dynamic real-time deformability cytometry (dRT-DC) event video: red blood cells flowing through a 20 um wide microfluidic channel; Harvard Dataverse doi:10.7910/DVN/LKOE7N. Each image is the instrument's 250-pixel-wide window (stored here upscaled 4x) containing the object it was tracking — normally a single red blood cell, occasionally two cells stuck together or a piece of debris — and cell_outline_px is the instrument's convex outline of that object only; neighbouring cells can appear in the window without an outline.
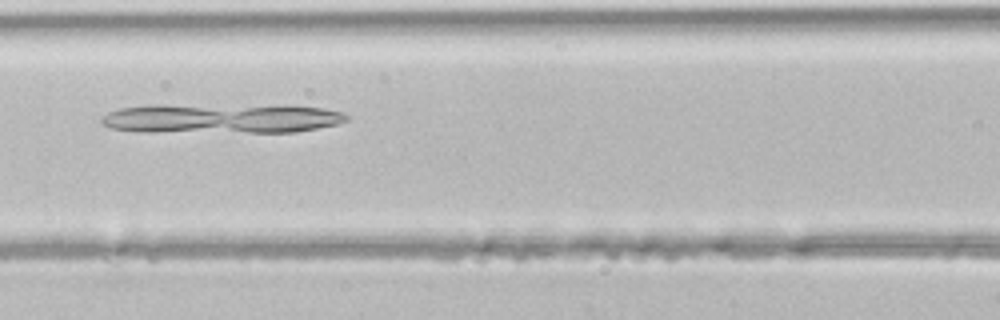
{"species": "common noctule bat (a hibernating species)", "species_latin": "Nyctalus noctula", "temperature_condition": "room temperature", "stored_images_in_passage": 42, "camera_frame_rate_fps": 3000, "um_per_image_px": 0.085, "animal": {"sex": "male", "body_mass_g": 21.5, "forearm_length_mm": 52.0}, "frame": {"image": 1, "passage_image": 17, "time_ms": 5.333, "image_size_px": [1000, 320], "cell_outline_px": [[352, 116], [348, 120], [340, 124], [296, 132], [140, 132], [112, 128], [100, 124], [100, 116], [108, 112], [120, 108], [148, 104], [288, 104], [324, 108], [344, 112]], "centroid_in_image_um": [18.86, 10.04], "position_along_channel_um": 147.7, "area_um2": 44.33}}
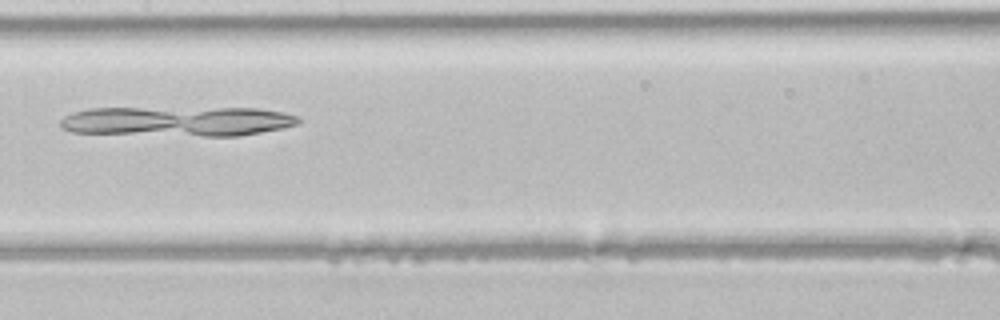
{"frame": {"image": 2, "passage_image": 20, "time_ms": 6.333, "image_size_px": [1000, 320], "cell_outline_px": [[300, 124], [284, 128], [236, 136], [204, 136], [72, 132], [60, 128], [60, 120], [64, 116], [72, 112], [88, 108], [260, 108], [284, 112], [296, 116], [300, 120]], "centroid_in_image_um": [15.1, 10.3], "position_along_channel_um": 192.3, "area_um2": 41.56}}
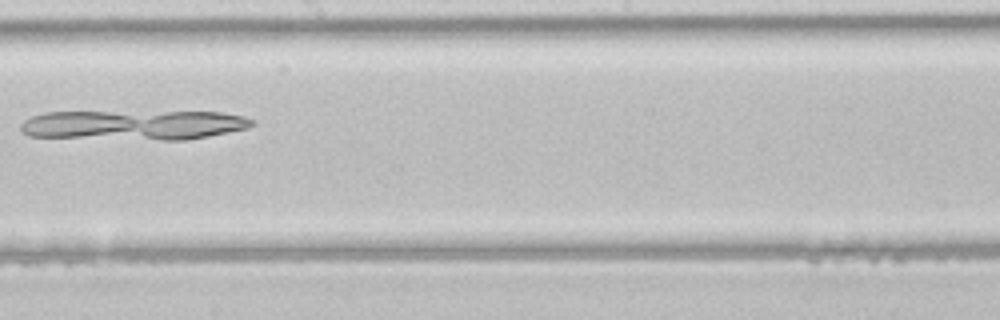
{"frame": {"image": 3, "passage_image": 23, "time_ms": 7.333, "image_size_px": [1000, 320], "cell_outline_px": [[256, 124], [248, 128], [208, 136], [184, 140], [160, 140], [28, 136], [20, 132], [20, 124], [24, 120], [32, 116], [44, 112], [220, 112], [244, 116], [256, 120]], "centroid_in_image_um": [11.38, 10.62], "position_along_channel_um": 236.8, "area_um2": 40.34}}